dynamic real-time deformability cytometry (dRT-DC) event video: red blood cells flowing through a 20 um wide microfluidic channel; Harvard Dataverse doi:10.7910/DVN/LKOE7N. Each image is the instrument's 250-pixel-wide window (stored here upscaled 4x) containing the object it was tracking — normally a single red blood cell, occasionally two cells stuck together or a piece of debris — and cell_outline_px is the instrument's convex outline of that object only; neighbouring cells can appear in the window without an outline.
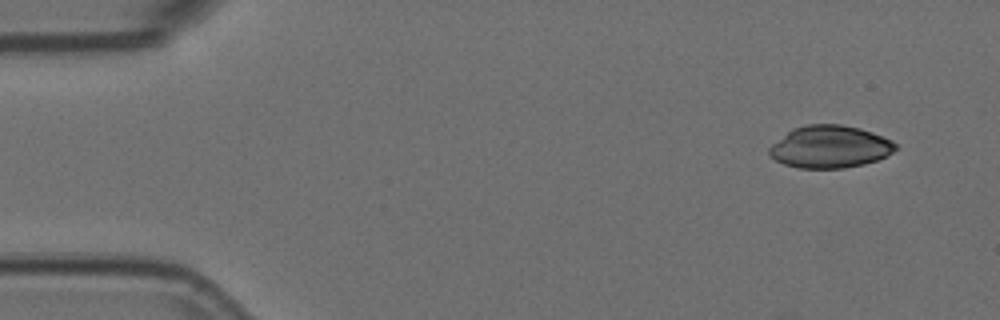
{"species": "Egyptian fruit bat (a non-hibernating species)", "species_latin": "Rousettus aegyptiacus", "temperature_condition": "room temperature", "stored_images_in_passage": 4, "camera_frame_rate_fps": 3000, "um_per_image_px": 0.085, "animal": {"sex": "female"}, "frame": {"image": 1, "passage_image": 1, "time_ms": 0.0, "image_size_px": [1000, 320], "cell_outline_px": [[896, 148], [892, 152], [876, 160], [864, 164], [844, 168], [800, 168], [784, 164], [768, 156], [768, 148], [772, 144], [792, 128], [808, 124], [840, 124], [860, 128], [872, 132], [892, 140], [896, 144]], "centroid_in_image_um": [70.51, 12.47], "position_along_channel_um": 14.5, "area_um2": 31.15}}